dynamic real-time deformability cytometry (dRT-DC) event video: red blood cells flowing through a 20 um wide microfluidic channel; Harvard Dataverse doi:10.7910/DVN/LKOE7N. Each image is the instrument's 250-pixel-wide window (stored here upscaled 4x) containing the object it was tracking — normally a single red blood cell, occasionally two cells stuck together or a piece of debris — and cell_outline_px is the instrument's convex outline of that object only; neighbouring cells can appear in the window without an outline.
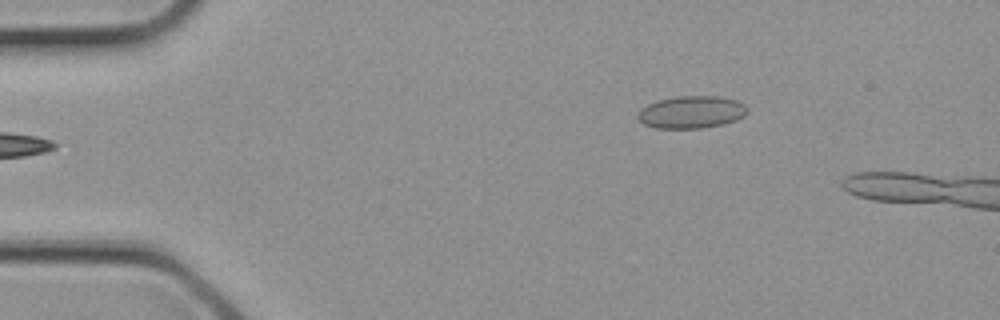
{"species": "common noctule bat (a hibernating species)", "species_latin": "Nyctalus noctula", "temperature_condition": "cold", "stored_images_in_passage": 4, "camera_frame_rate_fps": 3000, "um_per_image_px": 0.085, "animal": {"sex": "female", "body_mass_g": 21.9}, "frame": {"image": 1, "passage_image": 4, "time_ms": 1.0, "image_size_px": [1000, 320], "cell_outline_px": [[748, 112], [744, 116], [736, 120], [724, 124], [700, 128], [656, 128], [644, 124], [636, 116], [636, 112], [640, 108], [656, 100], [676, 96], [716, 96], [740, 100], [748, 108]], "centroid_in_image_um": [58.77, 9.52], "position_along_channel_um": 26.2, "area_um2": 20.98}}